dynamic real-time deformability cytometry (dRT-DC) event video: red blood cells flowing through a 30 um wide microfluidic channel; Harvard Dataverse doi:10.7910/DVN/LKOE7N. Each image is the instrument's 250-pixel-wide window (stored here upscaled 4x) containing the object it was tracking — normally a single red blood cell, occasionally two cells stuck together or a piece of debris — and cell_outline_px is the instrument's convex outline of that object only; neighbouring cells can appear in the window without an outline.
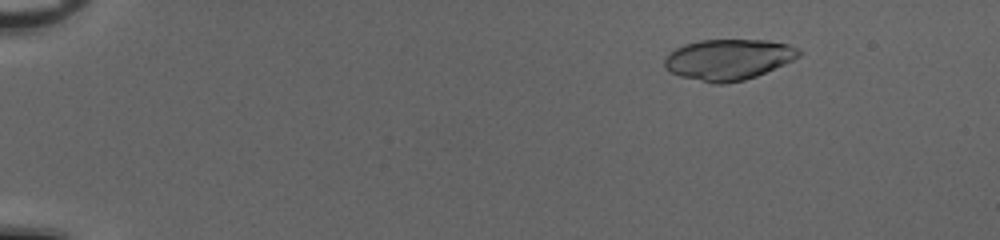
{"species": "common noctule bat (a hibernating species)", "species_latin": "Nyctalus noctula", "temperature_condition": "cold", "stored_images_in_passage": 53, "camera_frame_rate_fps": 3000, "um_per_image_px": 0.085, "animal": {"sex": "female", "body_mass_g": 20.0, "forearm_length_mm": 54.0}, "frame": {"image": 1, "passage_image": 8, "time_ms": 2.333, "image_size_px": [1000, 240], "cell_outline_px": [[804, 52], [800, 56], [784, 64], [756, 76], [744, 80], [724, 84], [712, 84], [680, 76], [668, 72], [664, 68], [664, 60], [668, 52], [684, 44], [700, 40], [768, 40], [788, 44]], "centroid_in_image_um": [61.88, 5.06], "position_along_channel_um": 23.1, "area_um2": 32.19}}
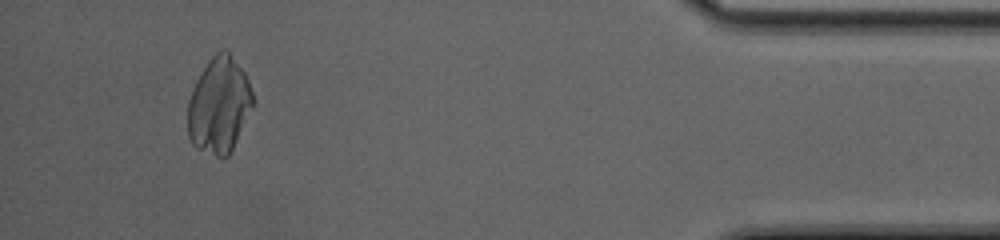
{"frame": {"image": 2, "passage_image": 50, "time_ms": 16.333, "image_size_px": [1000, 240], "cell_outline_px": [[256, 104], [228, 156], [216, 156], [196, 148], [192, 144], [188, 136], [188, 100], [196, 80], [208, 60], [220, 48], [228, 48], [244, 72], [248, 80], [256, 100]], "centroid_in_image_um": [18.66, 8.91], "position_along_channel_um": 416.5, "area_um2": 36.99}}